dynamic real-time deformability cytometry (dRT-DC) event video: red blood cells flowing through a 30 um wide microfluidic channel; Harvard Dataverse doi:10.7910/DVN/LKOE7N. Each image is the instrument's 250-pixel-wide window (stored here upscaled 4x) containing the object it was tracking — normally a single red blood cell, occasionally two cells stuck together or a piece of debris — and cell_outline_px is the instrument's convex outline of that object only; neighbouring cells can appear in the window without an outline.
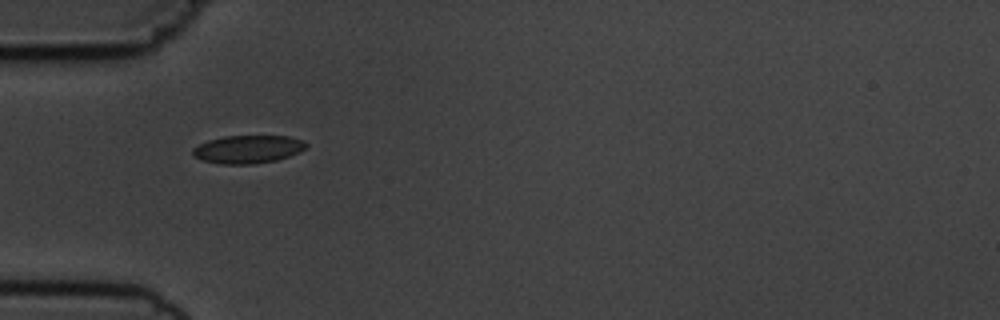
{"species": "common noctule bat (a hibernating species)", "species_latin": "Nyctalus noctula", "temperature_condition": "cold", "stored_images_in_passage": 11, "camera_frame_rate_fps": 3000, "um_per_image_px": 0.085, "animal": {"sex": "male", "body_mass_g": 19.5, "forearm_length_mm": 54.6}, "frame": {"image": 1, "passage_image": 1, "time_ms": 0.0, "image_size_px": [1000, 320], "cell_outline_px": [[308, 144], [300, 152], [276, 160], [252, 164], [220, 164], [200, 160], [192, 156], [192, 148], [208, 140], [224, 136], [288, 136], [304, 140]], "centroid_in_image_um": [21.04, 12.69], "position_along_channel_um": 64.0, "area_um2": 18.61}}
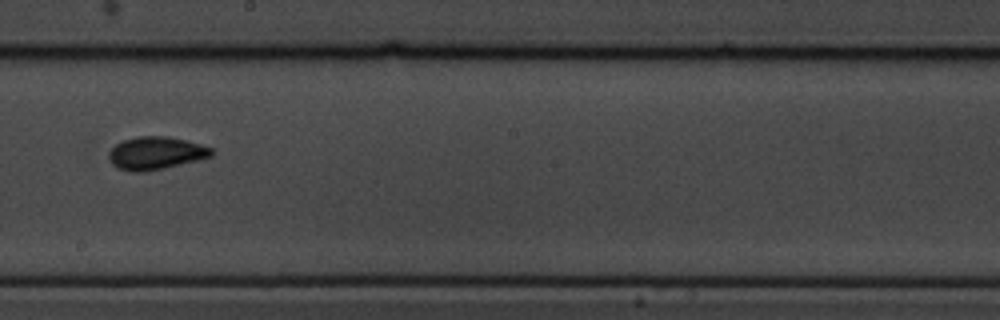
{"frame": {"image": 2, "passage_image": 5, "time_ms": 4.667, "image_size_px": [1000, 320], "cell_outline_px": [[216, 152], [212, 156], [200, 160], [164, 168], [144, 172], [132, 172], [116, 168], [112, 164], [108, 156], [108, 152], [116, 144], [124, 140], [136, 136], [168, 136], [200, 144], [212, 148]], "centroid_in_image_um": [13.25, 13.02], "position_along_channel_um": 234.9, "area_um2": 19.83}}
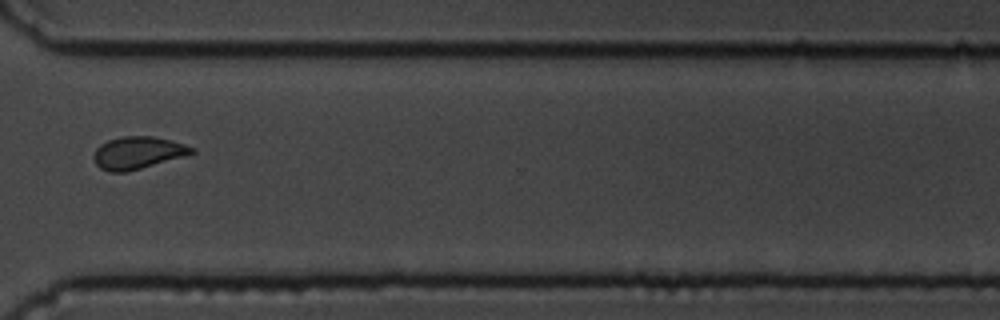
{"frame": {"image": 3, "passage_image": 8, "time_ms": 8.0, "image_size_px": [1000, 320], "cell_outline_px": [[196, 152], [184, 156], [140, 168], [124, 172], [108, 172], [100, 168], [96, 164], [92, 156], [96, 148], [100, 144], [108, 140], [120, 136], [152, 136], [184, 144], [196, 148]], "centroid_in_image_um": [11.67, 12.98], "position_along_channel_um": 358.9, "area_um2": 18.38}, "authors_computed_cell_mechanics": {"area_um2": 18.207, "velocity_mm_per_s": 3.7141, "shape_relaxation_time_tau1_ms": 2.3513, "shape_relaxation_time_tau2_ms": null, "deformation_change_tau1": 0.0704, "deformation_change_tau2": null}}